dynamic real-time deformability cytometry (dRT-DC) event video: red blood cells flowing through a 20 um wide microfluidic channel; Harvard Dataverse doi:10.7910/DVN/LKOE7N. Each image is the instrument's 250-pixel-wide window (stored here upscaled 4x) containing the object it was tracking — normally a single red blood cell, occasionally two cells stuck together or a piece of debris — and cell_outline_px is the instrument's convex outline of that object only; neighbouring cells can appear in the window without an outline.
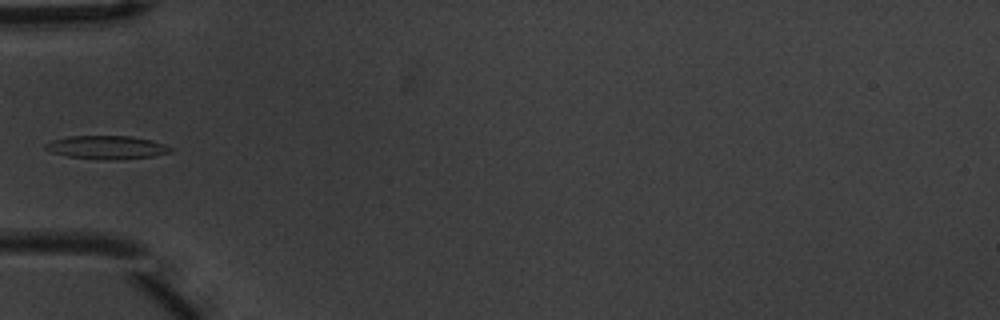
{"species": "common noctule bat (a hibernating species)", "species_latin": "Nyctalus noctula", "temperature_condition": "warm", "stored_images_in_passage": 5, "camera_frame_rate_fps": 3000, "um_per_image_px": 0.085, "animal": {"sex": "male", "body_mass_g": 20.1, "forearm_length_mm": 53.5}, "frame": {"image": 1, "passage_image": 5, "time_ms": 1.333, "image_size_px": [1000, 320], "cell_outline_px": [[172, 152], [156, 156], [116, 160], [104, 160], [68, 156], [52, 152], [44, 148], [44, 144], [52, 140], [72, 136], [132, 136], [164, 144], [172, 148]], "centroid_in_image_um": [9.09, 12.53], "position_along_channel_um": 75.9, "area_um2": 16.99}}